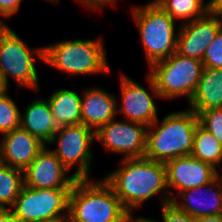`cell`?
<instances>
[{"mask_svg": "<svg viewBox=\"0 0 222 222\" xmlns=\"http://www.w3.org/2000/svg\"><path fill=\"white\" fill-rule=\"evenodd\" d=\"M103 179L130 214L157 194L161 195V206L171 202L163 162L146 157L123 158L118 169Z\"/></svg>", "mask_w": 222, "mask_h": 222, "instance_id": "6da1fadb", "label": "cell"}, {"mask_svg": "<svg viewBox=\"0 0 222 222\" xmlns=\"http://www.w3.org/2000/svg\"><path fill=\"white\" fill-rule=\"evenodd\" d=\"M198 115L186 108L173 111L156 120L147 129L144 157L166 163L180 156L191 155Z\"/></svg>", "mask_w": 222, "mask_h": 222, "instance_id": "7a4b0ae2", "label": "cell"}, {"mask_svg": "<svg viewBox=\"0 0 222 222\" xmlns=\"http://www.w3.org/2000/svg\"><path fill=\"white\" fill-rule=\"evenodd\" d=\"M129 212L104 181L77 179L69 194V222H126Z\"/></svg>", "mask_w": 222, "mask_h": 222, "instance_id": "3957f363", "label": "cell"}, {"mask_svg": "<svg viewBox=\"0 0 222 222\" xmlns=\"http://www.w3.org/2000/svg\"><path fill=\"white\" fill-rule=\"evenodd\" d=\"M44 63L68 75L110 73L101 36L95 39L63 40L44 45Z\"/></svg>", "mask_w": 222, "mask_h": 222, "instance_id": "277c9868", "label": "cell"}, {"mask_svg": "<svg viewBox=\"0 0 222 222\" xmlns=\"http://www.w3.org/2000/svg\"><path fill=\"white\" fill-rule=\"evenodd\" d=\"M37 58V59H36ZM44 62V47L31 48L7 24L0 25V77L9 89V77L17 87L28 88L38 93L39 75L36 61Z\"/></svg>", "mask_w": 222, "mask_h": 222, "instance_id": "5b68a950", "label": "cell"}, {"mask_svg": "<svg viewBox=\"0 0 222 222\" xmlns=\"http://www.w3.org/2000/svg\"><path fill=\"white\" fill-rule=\"evenodd\" d=\"M132 17L139 30L148 67L177 52V23L156 2L152 0L145 5H133Z\"/></svg>", "mask_w": 222, "mask_h": 222, "instance_id": "8992f818", "label": "cell"}, {"mask_svg": "<svg viewBox=\"0 0 222 222\" xmlns=\"http://www.w3.org/2000/svg\"><path fill=\"white\" fill-rule=\"evenodd\" d=\"M149 68L148 74L153 78L162 100L185 97L189 103L201 78L204 64L202 60L174 52Z\"/></svg>", "mask_w": 222, "mask_h": 222, "instance_id": "52a82bcc", "label": "cell"}, {"mask_svg": "<svg viewBox=\"0 0 222 222\" xmlns=\"http://www.w3.org/2000/svg\"><path fill=\"white\" fill-rule=\"evenodd\" d=\"M71 188L35 189L23 186L11 207L19 222L68 219Z\"/></svg>", "mask_w": 222, "mask_h": 222, "instance_id": "ba28073f", "label": "cell"}, {"mask_svg": "<svg viewBox=\"0 0 222 222\" xmlns=\"http://www.w3.org/2000/svg\"><path fill=\"white\" fill-rule=\"evenodd\" d=\"M94 140L95 132L83 124L61 126L47 146L56 145V148L50 149L69 172L77 165L73 173L77 179H91Z\"/></svg>", "mask_w": 222, "mask_h": 222, "instance_id": "9c48e42d", "label": "cell"}, {"mask_svg": "<svg viewBox=\"0 0 222 222\" xmlns=\"http://www.w3.org/2000/svg\"><path fill=\"white\" fill-rule=\"evenodd\" d=\"M148 127L128 120H110L95 132V140L106 151L121 154L122 159L144 157Z\"/></svg>", "mask_w": 222, "mask_h": 222, "instance_id": "30bf717a", "label": "cell"}, {"mask_svg": "<svg viewBox=\"0 0 222 222\" xmlns=\"http://www.w3.org/2000/svg\"><path fill=\"white\" fill-rule=\"evenodd\" d=\"M147 84L151 90L137 83L136 80L127 77L125 74H120V94L121 105L117 109V114H123L124 120L137 122L149 127L158 119V109L154 101V97L162 100L159 92L156 89L153 78L147 73ZM154 95V96H153Z\"/></svg>", "mask_w": 222, "mask_h": 222, "instance_id": "8fae6325", "label": "cell"}, {"mask_svg": "<svg viewBox=\"0 0 222 222\" xmlns=\"http://www.w3.org/2000/svg\"><path fill=\"white\" fill-rule=\"evenodd\" d=\"M165 165L167 188L171 202L181 192L205 185L220 173L211 164L196 159L192 155L180 156L169 160ZM175 193L178 194L173 195Z\"/></svg>", "mask_w": 222, "mask_h": 222, "instance_id": "7c38bea8", "label": "cell"}, {"mask_svg": "<svg viewBox=\"0 0 222 222\" xmlns=\"http://www.w3.org/2000/svg\"><path fill=\"white\" fill-rule=\"evenodd\" d=\"M46 145L24 170V185L35 189L72 188L77 178Z\"/></svg>", "mask_w": 222, "mask_h": 222, "instance_id": "4fadbf2b", "label": "cell"}, {"mask_svg": "<svg viewBox=\"0 0 222 222\" xmlns=\"http://www.w3.org/2000/svg\"><path fill=\"white\" fill-rule=\"evenodd\" d=\"M222 29V21L207 12L193 21L180 24L177 34V53L202 60L207 47Z\"/></svg>", "mask_w": 222, "mask_h": 222, "instance_id": "5bb4252c", "label": "cell"}, {"mask_svg": "<svg viewBox=\"0 0 222 222\" xmlns=\"http://www.w3.org/2000/svg\"><path fill=\"white\" fill-rule=\"evenodd\" d=\"M178 198H181L179 201ZM172 201L194 218L222 214V177L220 173L209 183L181 192Z\"/></svg>", "mask_w": 222, "mask_h": 222, "instance_id": "9a60e30c", "label": "cell"}, {"mask_svg": "<svg viewBox=\"0 0 222 222\" xmlns=\"http://www.w3.org/2000/svg\"><path fill=\"white\" fill-rule=\"evenodd\" d=\"M0 136L1 164L23 171L46 146L21 127Z\"/></svg>", "mask_w": 222, "mask_h": 222, "instance_id": "2e32d148", "label": "cell"}, {"mask_svg": "<svg viewBox=\"0 0 222 222\" xmlns=\"http://www.w3.org/2000/svg\"><path fill=\"white\" fill-rule=\"evenodd\" d=\"M119 101L100 86L86 88L81 94V124L96 132L116 118Z\"/></svg>", "mask_w": 222, "mask_h": 222, "instance_id": "e0dca14e", "label": "cell"}, {"mask_svg": "<svg viewBox=\"0 0 222 222\" xmlns=\"http://www.w3.org/2000/svg\"><path fill=\"white\" fill-rule=\"evenodd\" d=\"M20 127L48 145L58 126L47 99L36 98L21 113Z\"/></svg>", "mask_w": 222, "mask_h": 222, "instance_id": "ac0fdd59", "label": "cell"}, {"mask_svg": "<svg viewBox=\"0 0 222 222\" xmlns=\"http://www.w3.org/2000/svg\"><path fill=\"white\" fill-rule=\"evenodd\" d=\"M222 107V68L204 67L188 109L199 115L209 108Z\"/></svg>", "mask_w": 222, "mask_h": 222, "instance_id": "d6986e66", "label": "cell"}, {"mask_svg": "<svg viewBox=\"0 0 222 222\" xmlns=\"http://www.w3.org/2000/svg\"><path fill=\"white\" fill-rule=\"evenodd\" d=\"M47 101L58 127L81 124V94L70 89H56Z\"/></svg>", "mask_w": 222, "mask_h": 222, "instance_id": "ffe728a7", "label": "cell"}, {"mask_svg": "<svg viewBox=\"0 0 222 222\" xmlns=\"http://www.w3.org/2000/svg\"><path fill=\"white\" fill-rule=\"evenodd\" d=\"M191 155L196 159L211 164L218 171V166L222 165V145L215 136L205 130L200 124L197 126L194 134Z\"/></svg>", "mask_w": 222, "mask_h": 222, "instance_id": "44dd1931", "label": "cell"}, {"mask_svg": "<svg viewBox=\"0 0 222 222\" xmlns=\"http://www.w3.org/2000/svg\"><path fill=\"white\" fill-rule=\"evenodd\" d=\"M175 21L184 24L204 16L208 8L200 0H153Z\"/></svg>", "mask_w": 222, "mask_h": 222, "instance_id": "7402d4cb", "label": "cell"}, {"mask_svg": "<svg viewBox=\"0 0 222 222\" xmlns=\"http://www.w3.org/2000/svg\"><path fill=\"white\" fill-rule=\"evenodd\" d=\"M24 186V171L0 165V208H11Z\"/></svg>", "mask_w": 222, "mask_h": 222, "instance_id": "603a6c76", "label": "cell"}, {"mask_svg": "<svg viewBox=\"0 0 222 222\" xmlns=\"http://www.w3.org/2000/svg\"><path fill=\"white\" fill-rule=\"evenodd\" d=\"M8 88L0 92V134L3 135L20 127L21 111L8 95Z\"/></svg>", "mask_w": 222, "mask_h": 222, "instance_id": "cb8c5ba5", "label": "cell"}, {"mask_svg": "<svg viewBox=\"0 0 222 222\" xmlns=\"http://www.w3.org/2000/svg\"><path fill=\"white\" fill-rule=\"evenodd\" d=\"M198 118L200 125L215 136L222 145V107L202 111Z\"/></svg>", "mask_w": 222, "mask_h": 222, "instance_id": "d4e9b609", "label": "cell"}, {"mask_svg": "<svg viewBox=\"0 0 222 222\" xmlns=\"http://www.w3.org/2000/svg\"><path fill=\"white\" fill-rule=\"evenodd\" d=\"M202 62L204 67L214 69L222 68V29L217 33L214 40L207 47Z\"/></svg>", "mask_w": 222, "mask_h": 222, "instance_id": "484cf974", "label": "cell"}, {"mask_svg": "<svg viewBox=\"0 0 222 222\" xmlns=\"http://www.w3.org/2000/svg\"><path fill=\"white\" fill-rule=\"evenodd\" d=\"M161 215L162 222H196V218L180 210L172 202L163 204L161 206Z\"/></svg>", "mask_w": 222, "mask_h": 222, "instance_id": "4316f807", "label": "cell"}, {"mask_svg": "<svg viewBox=\"0 0 222 222\" xmlns=\"http://www.w3.org/2000/svg\"><path fill=\"white\" fill-rule=\"evenodd\" d=\"M21 2L22 0H0V25L6 24L3 18L9 19L19 12Z\"/></svg>", "mask_w": 222, "mask_h": 222, "instance_id": "83f0119b", "label": "cell"}, {"mask_svg": "<svg viewBox=\"0 0 222 222\" xmlns=\"http://www.w3.org/2000/svg\"><path fill=\"white\" fill-rule=\"evenodd\" d=\"M85 8L92 9V11L102 12L107 6H115L118 0H78Z\"/></svg>", "mask_w": 222, "mask_h": 222, "instance_id": "f1b7e54d", "label": "cell"}, {"mask_svg": "<svg viewBox=\"0 0 222 222\" xmlns=\"http://www.w3.org/2000/svg\"><path fill=\"white\" fill-rule=\"evenodd\" d=\"M208 12L222 21V0H211Z\"/></svg>", "mask_w": 222, "mask_h": 222, "instance_id": "f546056e", "label": "cell"}, {"mask_svg": "<svg viewBox=\"0 0 222 222\" xmlns=\"http://www.w3.org/2000/svg\"><path fill=\"white\" fill-rule=\"evenodd\" d=\"M0 222H19L11 208H0Z\"/></svg>", "mask_w": 222, "mask_h": 222, "instance_id": "4dcf8cb0", "label": "cell"}, {"mask_svg": "<svg viewBox=\"0 0 222 222\" xmlns=\"http://www.w3.org/2000/svg\"><path fill=\"white\" fill-rule=\"evenodd\" d=\"M196 222H222V214L202 216L196 218Z\"/></svg>", "mask_w": 222, "mask_h": 222, "instance_id": "1f68e13d", "label": "cell"}, {"mask_svg": "<svg viewBox=\"0 0 222 222\" xmlns=\"http://www.w3.org/2000/svg\"><path fill=\"white\" fill-rule=\"evenodd\" d=\"M126 222H158V220H154V219H151L149 217L147 218L144 216L143 217L142 216L134 217L131 213V214H129Z\"/></svg>", "mask_w": 222, "mask_h": 222, "instance_id": "d6a6232c", "label": "cell"}, {"mask_svg": "<svg viewBox=\"0 0 222 222\" xmlns=\"http://www.w3.org/2000/svg\"><path fill=\"white\" fill-rule=\"evenodd\" d=\"M44 222H69L68 219H59V220H51V221H44Z\"/></svg>", "mask_w": 222, "mask_h": 222, "instance_id": "836d02e7", "label": "cell"}, {"mask_svg": "<svg viewBox=\"0 0 222 222\" xmlns=\"http://www.w3.org/2000/svg\"><path fill=\"white\" fill-rule=\"evenodd\" d=\"M6 89V87L4 86L2 79L0 77V92L4 91Z\"/></svg>", "mask_w": 222, "mask_h": 222, "instance_id": "e575fe53", "label": "cell"}, {"mask_svg": "<svg viewBox=\"0 0 222 222\" xmlns=\"http://www.w3.org/2000/svg\"><path fill=\"white\" fill-rule=\"evenodd\" d=\"M207 8H209L210 2L211 0H206V2L204 3L205 0H200Z\"/></svg>", "mask_w": 222, "mask_h": 222, "instance_id": "d590c367", "label": "cell"}, {"mask_svg": "<svg viewBox=\"0 0 222 222\" xmlns=\"http://www.w3.org/2000/svg\"><path fill=\"white\" fill-rule=\"evenodd\" d=\"M45 1V0H44ZM46 1H49L51 3H54L53 5H57L59 3L60 0H46Z\"/></svg>", "mask_w": 222, "mask_h": 222, "instance_id": "8d00e7d4", "label": "cell"}]
</instances>
